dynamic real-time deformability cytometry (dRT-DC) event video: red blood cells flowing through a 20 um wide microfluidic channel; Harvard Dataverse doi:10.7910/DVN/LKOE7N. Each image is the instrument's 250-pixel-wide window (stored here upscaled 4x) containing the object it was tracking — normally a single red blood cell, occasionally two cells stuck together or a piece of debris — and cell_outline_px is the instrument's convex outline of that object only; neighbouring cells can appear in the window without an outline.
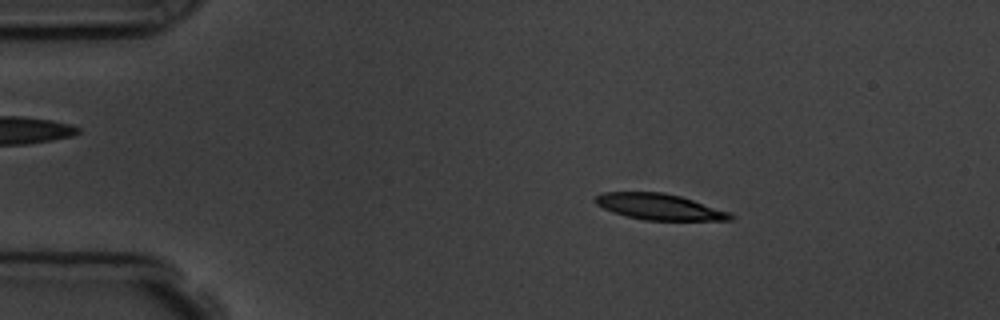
{"species": "common noctule bat (a hibernating species)", "species_latin": "Nyctalus noctula", "temperature_condition": "room temperature", "stored_images_in_passage": 3, "camera_frame_rate_fps": 3000, "um_per_image_px": 0.085, "animal": {"sex": "male", "body_mass_g": 19.5, "forearm_length_mm": 54.6}, "frame": {"image": 1, "passage_image": 2, "time_ms": 1.333, "image_size_px": [1000, 320], "cell_outline_px": [[732, 220], [644, 220], [628, 216], [604, 208], [596, 204], [592, 200], [596, 196], [604, 192], [664, 192], [680, 196], [728, 212], [732, 216]], "centroid_in_image_um": [55.99, 17.57], "position_along_channel_um": 29.0, "area_um2": 20.06}}